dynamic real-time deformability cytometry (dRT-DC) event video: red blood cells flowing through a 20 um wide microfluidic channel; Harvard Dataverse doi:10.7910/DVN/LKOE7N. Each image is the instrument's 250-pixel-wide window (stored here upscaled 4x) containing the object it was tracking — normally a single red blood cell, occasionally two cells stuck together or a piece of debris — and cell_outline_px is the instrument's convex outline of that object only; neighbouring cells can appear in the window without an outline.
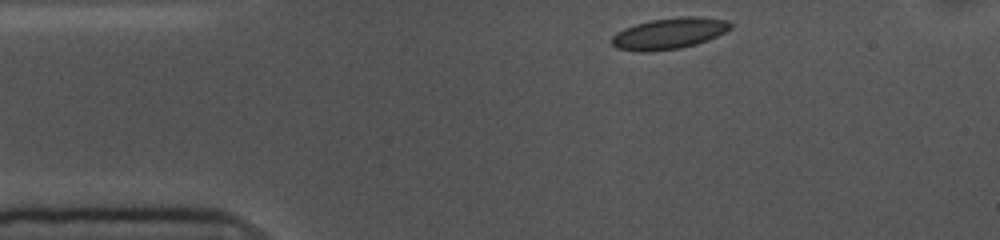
{"species": "common noctule bat (a hibernating species)", "species_latin": "Nyctalus noctula", "temperature_condition": "cold", "stored_images_in_passage": 47, "camera_frame_rate_fps": 3000, "um_per_image_px": 0.085, "animal": {"sex": "female", "body_mass_g": 10.0, "forearm_length_mm": 53.1}, "frame": {"image": 1, "passage_image": 1, "time_ms": 0.0, "image_size_px": [1000, 240], "cell_outline_px": [[732, 28], [708, 40], [696, 44], [680, 48], [648, 52], [640, 52], [616, 48], [612, 44], [612, 36], [616, 32], [624, 28], [648, 20], [680, 16], [700, 16], [728, 20], [732, 24]], "centroid_in_image_um": [56.88, 2.83], "position_along_channel_um": 28.1, "area_um2": 21.79}}
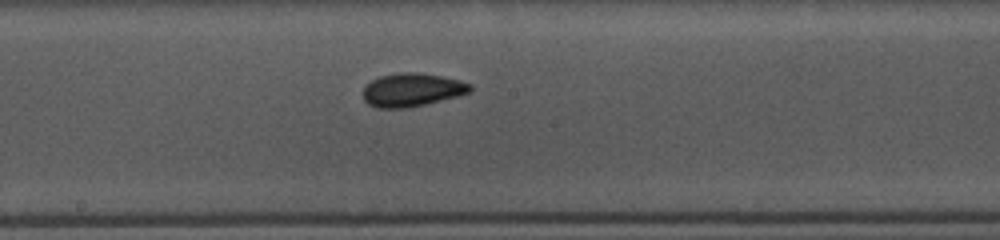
{"frame": {"image": 2, "passage_image": 20, "time_ms": 6.333, "image_size_px": [1000, 240], "cell_outline_px": [[472, 88], [468, 92], [456, 96], [408, 108], [376, 108], [368, 104], [364, 100], [364, 88], [372, 80], [380, 76], [400, 72], [420, 72], [460, 80], [472, 84]], "centroid_in_image_um": [35.0, 7.63], "position_along_channel_um": 213.2, "area_um2": 20.63}}
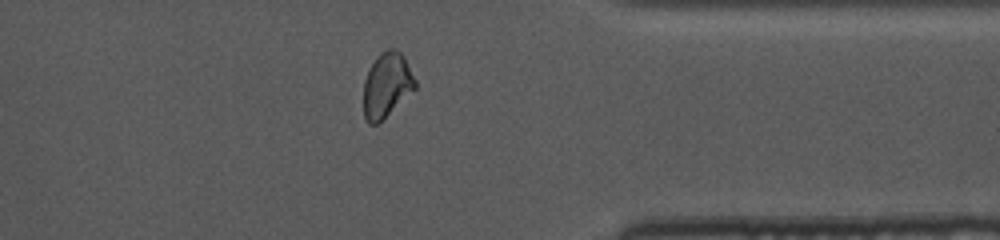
{"frame": {"image": 3, "passage_image": 35, "time_ms": 11.333, "image_size_px": [1000, 240], "cell_outline_px": [[416, 88], [376, 124], [368, 124], [364, 116], [364, 80], [376, 56], [380, 52], [388, 48], [396, 48], [404, 56], [416, 80]], "centroid_in_image_um": [32.87, 7.19], "position_along_channel_um": 378.5, "area_um2": 19.25}, "authors_computed_cell_mechanics": {"area_um2": 20.1722, "velocity_mm_per_s": 3.5665, "shape_relaxation_time_tau1_ms": 5.6082, "shape_relaxation_time_tau2_ms": 2.7343, "deformation_change_tau1": 0.1066, "deformation_change_tau2": 0.0661}}